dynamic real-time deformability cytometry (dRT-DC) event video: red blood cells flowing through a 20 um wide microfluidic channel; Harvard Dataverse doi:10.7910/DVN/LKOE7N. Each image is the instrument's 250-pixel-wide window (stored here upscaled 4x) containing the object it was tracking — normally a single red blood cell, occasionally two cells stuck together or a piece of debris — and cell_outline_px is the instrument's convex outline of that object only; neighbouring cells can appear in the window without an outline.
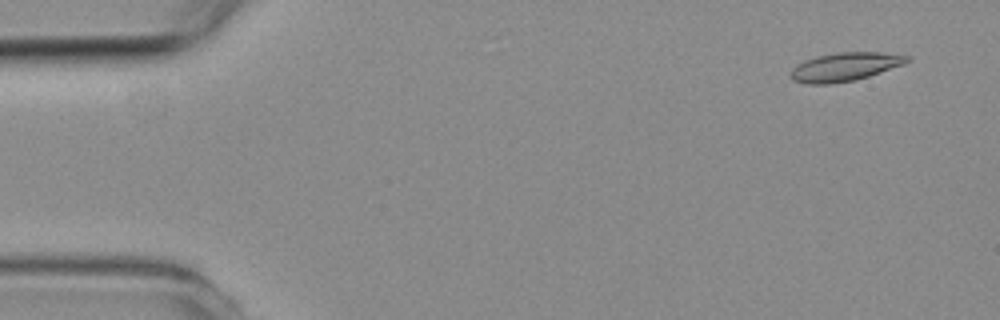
{"species": "common noctule bat (a hibernating species)", "species_latin": "Nyctalus noctula", "temperature_condition": "room temperature", "stored_images_in_passage": 5, "camera_frame_rate_fps": 3000, "um_per_image_px": 0.085, "animal": {"sex": "female", "body_mass_g": 19.3, "forearm_length_mm": 54.1}, "frame": {"image": 1, "passage_image": 1, "time_ms": 0.0, "image_size_px": [1000, 320], "cell_outline_px": [[912, 60], [904, 64], [856, 80], [832, 84], [804, 84], [792, 80], [792, 68], [796, 64], [804, 60], [820, 56], [840, 52], [880, 52], [912, 56]], "centroid_in_image_um": [71.84, 5.68], "position_along_channel_um": 13.2, "area_um2": 19.36}}
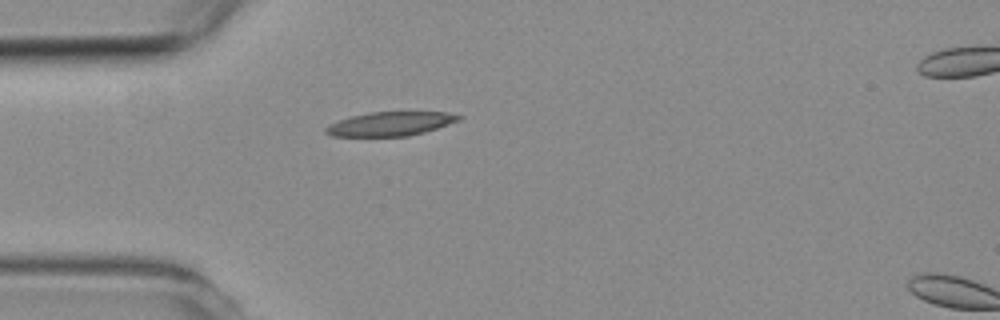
{"frame": {"image": 2, "passage_image": 4, "time_ms": 3.667, "image_size_px": [1000, 320], "cell_outline_px": [[464, 116], [460, 120], [424, 132], [408, 136], [332, 136], [324, 132], [324, 128], [328, 124], [352, 116], [368, 112], [448, 112]], "centroid_in_image_um": [33.17, 10.52], "position_along_channel_um": 51.8, "area_um2": 18.55}}